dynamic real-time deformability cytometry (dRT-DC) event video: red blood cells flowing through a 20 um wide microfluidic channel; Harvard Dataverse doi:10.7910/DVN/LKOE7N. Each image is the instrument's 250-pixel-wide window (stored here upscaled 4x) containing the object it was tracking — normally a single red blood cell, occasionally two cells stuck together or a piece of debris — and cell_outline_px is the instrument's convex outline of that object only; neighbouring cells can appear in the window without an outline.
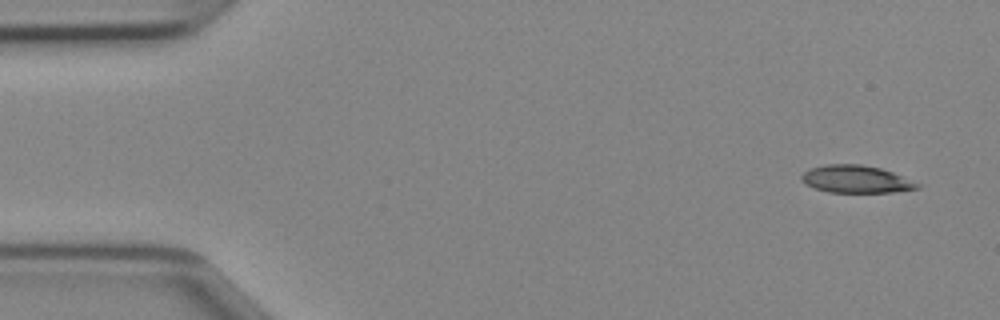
{"species": "Egyptian fruit bat (a non-hibernating species)", "species_latin": "Rousettus aegyptiacus", "temperature_condition": "cold", "stored_images_in_passage": 13, "camera_frame_rate_fps": 3000, "um_per_image_px": 0.085, "animal": {"sex": "female"}, "frame": {"image": 1, "passage_image": 3, "time_ms": 0.667, "image_size_px": [1000, 320], "cell_outline_px": [[908, 188], [876, 192], [844, 192], [824, 188], [824, 168], [872, 168], [884, 172]], "centroid_in_image_um": [73.06, 15.33], "position_along_channel_um": 11.9, "area_um2": 11.56}}